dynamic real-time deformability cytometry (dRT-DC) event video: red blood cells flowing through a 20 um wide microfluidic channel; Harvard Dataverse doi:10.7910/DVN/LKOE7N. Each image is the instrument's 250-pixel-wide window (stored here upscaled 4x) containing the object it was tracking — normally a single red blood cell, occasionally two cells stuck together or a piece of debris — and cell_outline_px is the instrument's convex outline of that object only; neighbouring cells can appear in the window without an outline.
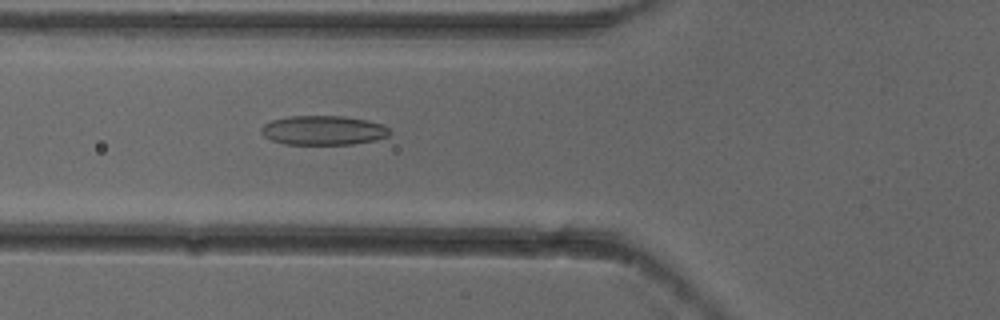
{"species": "common noctule bat (a hibernating species)", "species_latin": "Nyctalus noctula", "temperature_condition": "cold", "stored_images_in_passage": 2, "camera_frame_rate_fps": 3000, "um_per_image_px": 0.085, "animal": {"sex": "female"}, "frame": {"image": 1, "passage_image": 2, "time_ms": 0.333, "image_size_px": [1000, 320], "cell_outline_px": [[392, 132], [388, 136], [376, 140], [352, 144], [284, 144], [272, 140], [264, 136], [260, 132], [260, 128], [264, 124], [272, 120], [288, 116], [340, 116], [368, 120], [384, 124]], "centroid_in_image_um": [27.49, 11.07], "position_along_channel_um": 98.3, "area_um2": 22.08}}